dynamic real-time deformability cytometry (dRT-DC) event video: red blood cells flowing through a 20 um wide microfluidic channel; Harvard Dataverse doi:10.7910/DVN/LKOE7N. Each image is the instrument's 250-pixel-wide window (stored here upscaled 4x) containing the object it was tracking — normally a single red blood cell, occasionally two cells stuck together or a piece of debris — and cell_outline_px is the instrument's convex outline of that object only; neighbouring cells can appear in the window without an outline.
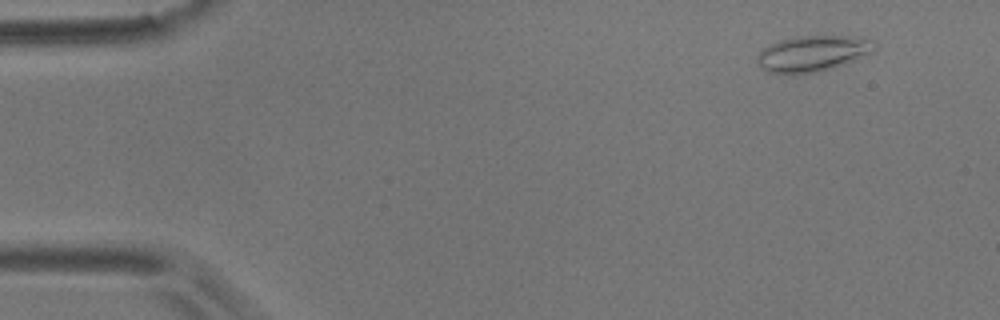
{"species": "common noctule bat (a hibernating species)", "species_latin": "Nyctalus noctula", "temperature_condition": "room temperature", "stored_images_in_passage": 5, "camera_frame_rate_fps": 3000, "um_per_image_px": 0.085, "animal": {"sex": "male", "body_mass_g": 17.9}, "frame": {"image": 1, "passage_image": 1, "time_ms": 0.0, "image_size_px": [1000, 320], "cell_outline_px": [[876, 44], [872, 52], [856, 60], [828, 68], [812, 72], [768, 72], [756, 60], [756, 56], [764, 48], [780, 40], [796, 36], [864, 36], [876, 40]], "centroid_in_image_um": [69.16, 4.49], "position_along_channel_um": 15.8, "area_um2": 24.04}}